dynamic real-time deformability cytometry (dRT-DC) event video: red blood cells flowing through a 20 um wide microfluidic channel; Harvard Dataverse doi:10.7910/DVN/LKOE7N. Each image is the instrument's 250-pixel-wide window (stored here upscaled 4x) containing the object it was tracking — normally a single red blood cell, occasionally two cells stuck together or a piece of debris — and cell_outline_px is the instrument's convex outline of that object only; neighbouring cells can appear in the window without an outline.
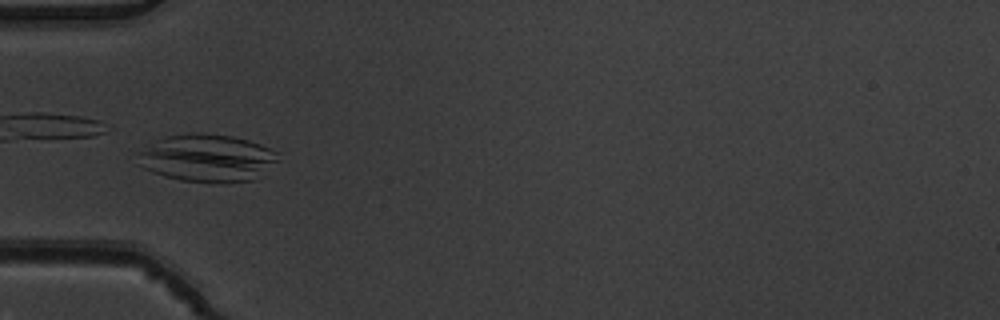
{"species": "common noctule bat (a hibernating species)", "species_latin": "Nyctalus noctula", "temperature_condition": "warm", "stored_images_in_passage": 7, "camera_frame_rate_fps": 3000, "um_per_image_px": 0.085, "animal": {"sex": "male", "body_mass_g": 19.5, "forearm_length_mm": 54.6}, "frame": {"image": 1, "passage_image": 5, "time_ms": 1.333, "image_size_px": [1000, 320], "cell_outline_px": [[280, 160], [252, 180], [224, 184], [216, 184], [180, 180], [164, 176], [152, 172], [144, 168], [140, 164], [140, 152], [156, 140], [168, 136], [188, 132], [204, 132], [232, 136], [248, 140], [260, 144], [280, 152]], "centroid_in_image_um": [17.67, 13.44], "position_along_channel_um": 67.3, "area_um2": 39.25}}
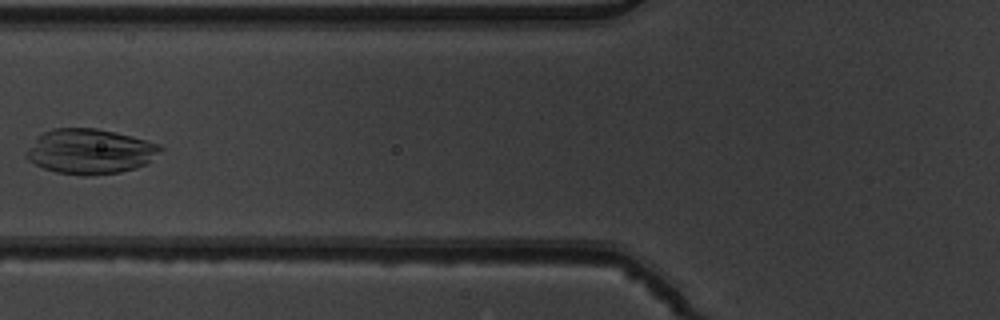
{"frame": {"image": 2, "passage_image": 6, "time_ms": 1.667, "image_size_px": [1000, 320], "cell_outline_px": [[164, 148], [148, 164], [136, 168], [120, 172], [88, 176], [80, 176], [56, 172], [44, 168], [28, 160], [24, 156], [28, 148], [44, 132], [56, 128], [96, 128], [116, 132], [132, 136], [160, 144]], "centroid_in_image_um": [7.7, 12.88], "position_along_channel_um": 118.1, "area_um2": 35.26}}